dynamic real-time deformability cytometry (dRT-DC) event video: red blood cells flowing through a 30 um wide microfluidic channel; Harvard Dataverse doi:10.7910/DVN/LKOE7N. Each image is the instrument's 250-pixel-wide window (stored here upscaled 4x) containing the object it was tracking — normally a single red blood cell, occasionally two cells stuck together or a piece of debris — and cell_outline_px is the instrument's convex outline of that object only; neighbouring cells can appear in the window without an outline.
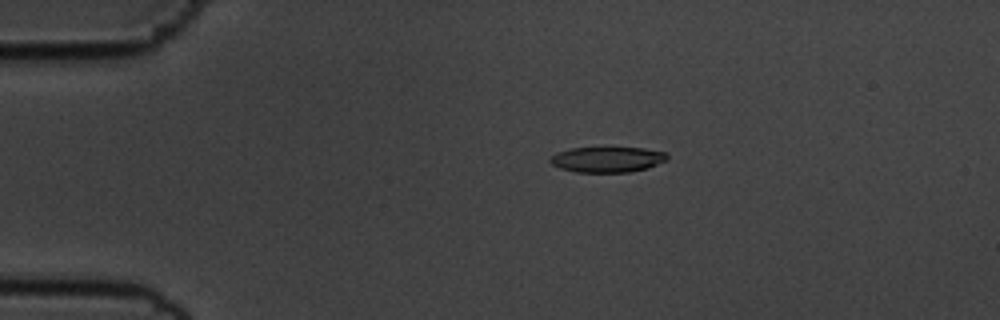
{"species": "common noctule bat (a hibernating species)", "species_latin": "Nyctalus noctula", "temperature_condition": "cold", "stored_images_in_passage": 56, "camera_frame_rate_fps": 3000, "um_per_image_px": 0.085, "animal": {"sex": "male", "body_mass_g": 19.5, "forearm_length_mm": 54.6}, "frame": {"image": 1, "passage_image": 12, "time_ms": 3.667, "image_size_px": [1000, 320], "cell_outline_px": [[668, 160], [648, 168], [628, 172], [576, 172], [560, 168], [552, 164], [548, 160], [556, 152], [572, 148], [644, 148], [668, 152]], "centroid_in_image_um": [51.65, 13.55], "position_along_channel_um": 33.3, "area_um2": 17.46}}
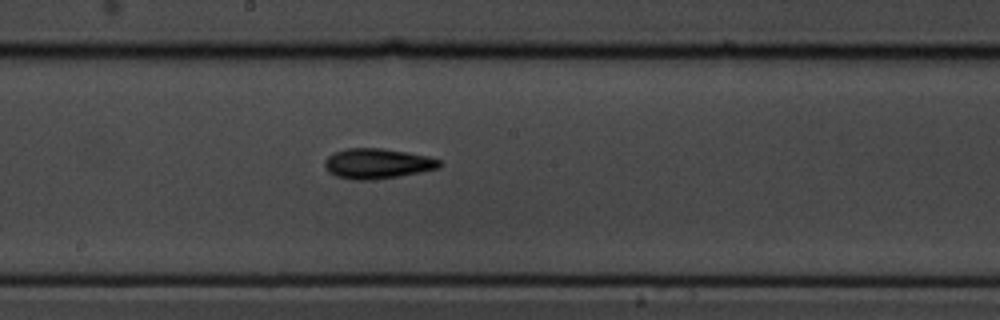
{"frame": {"image": 2, "passage_image": 31, "time_ms": 10.0, "image_size_px": [1000, 320], "cell_outline_px": [[440, 168], [400, 176], [372, 180], [352, 180], [336, 176], [328, 172], [324, 168], [324, 160], [328, 156], [336, 152], [348, 148], [380, 148], [408, 152], [428, 156], [440, 160]], "centroid_in_image_um": [32.05, 13.91], "position_along_channel_um": 216.1, "area_um2": 20.29}}
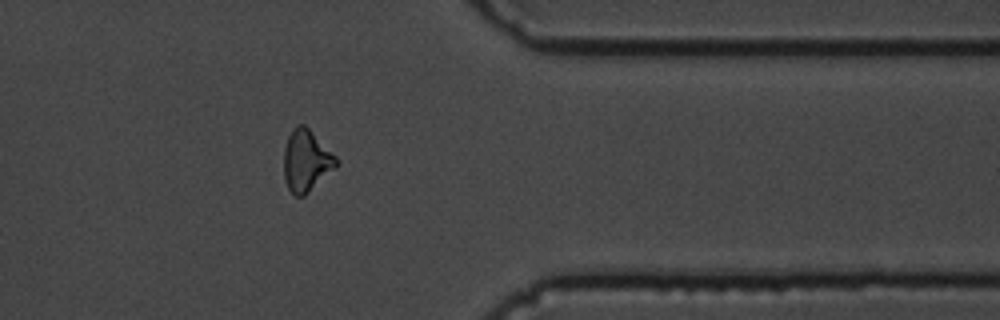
{"frame": {"image": 3, "passage_image": 46, "time_ms": 15.0, "image_size_px": [1000, 320], "cell_outline_px": [[340, 164], [336, 168], [304, 196], [296, 196], [288, 188], [284, 180], [284, 148], [288, 136], [292, 128], [296, 124], [304, 124], [336, 156]], "centroid_in_image_um": [26.03, 13.66], "position_along_channel_um": 385.4, "area_um2": 18.9}, "authors_computed_cell_mechanics": {"area_um2": 18.207, "velocity_mm_per_s": 3.6268, "shape_relaxation_time_tau1_ms": 4.463, "shape_relaxation_time_tau2_ms": null, "deformation_change_tau1": 0.1549, "deformation_change_tau2": null}}